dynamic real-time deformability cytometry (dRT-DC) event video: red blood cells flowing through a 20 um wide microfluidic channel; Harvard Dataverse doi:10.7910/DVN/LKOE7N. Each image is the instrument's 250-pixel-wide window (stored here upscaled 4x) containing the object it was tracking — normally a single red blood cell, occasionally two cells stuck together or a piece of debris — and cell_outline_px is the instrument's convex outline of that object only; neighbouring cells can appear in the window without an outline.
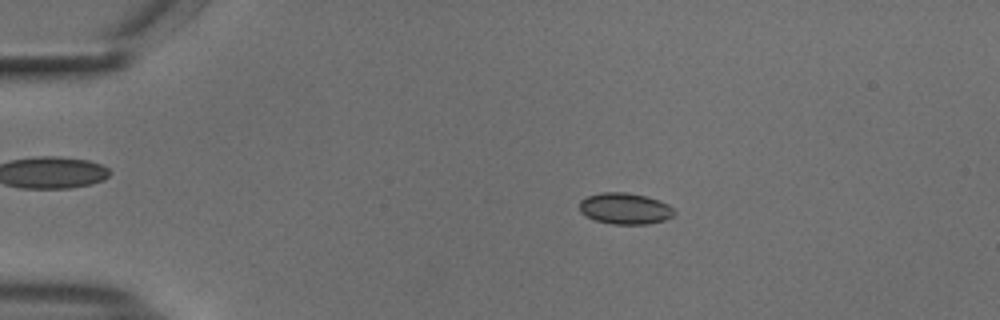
{"species": "common noctule bat (a hibernating species)", "species_latin": "Nyctalus noctula", "temperature_condition": "cold", "stored_images_in_passage": 49, "camera_frame_rate_fps": 3000, "um_per_image_px": 0.085, "animal": {"sex": "male", "body_mass_g": 18.8}, "frame": {"image": 1, "passage_image": 6, "time_ms": 1.667, "image_size_px": [1000, 320], "cell_outline_px": [[676, 212], [672, 216], [664, 220], [648, 224], [612, 224], [596, 220], [580, 212], [580, 200], [588, 196], [600, 192], [624, 192], [644, 196], [668, 204]], "centroid_in_image_um": [53.11, 17.73], "position_along_channel_um": 31.9, "area_um2": 17.05}}
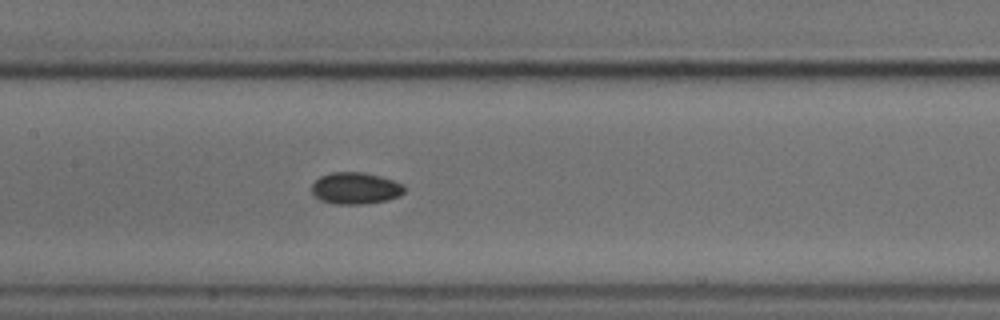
{"frame": {"image": 2, "passage_image": 22, "time_ms": 7.0, "image_size_px": [1000, 320], "cell_outline_px": [[404, 192], [400, 196], [388, 200], [364, 204], [332, 204], [320, 200], [312, 192], [312, 184], [320, 176], [332, 172], [364, 172], [380, 176], [404, 184]], "centroid_in_image_um": [30.22, 16.0], "position_along_channel_um": 177.2, "area_um2": 17.22}}
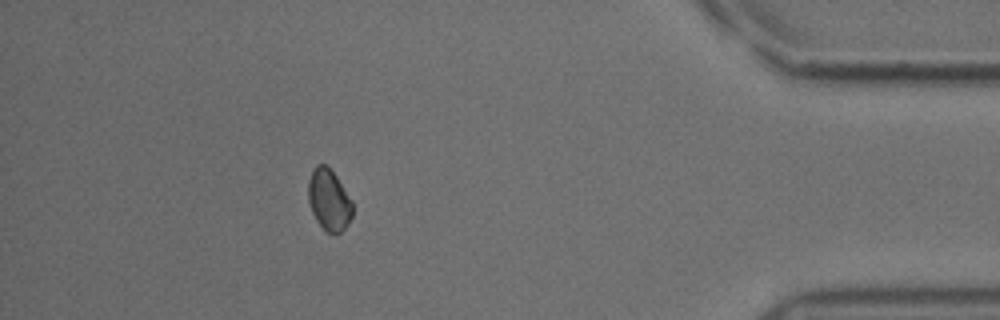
{"frame": {"image": 3, "passage_image": 44, "time_ms": 14.333, "image_size_px": [1000, 320], "cell_outline_px": [[352, 216], [348, 224], [340, 232], [324, 232], [316, 220], [312, 212], [308, 200], [308, 180], [316, 164], [324, 164], [336, 176], [352, 200]], "centroid_in_image_um": [27.95, 17.0], "position_along_channel_um": 407.3, "area_um2": 15.72}, "authors_computed_cell_mechanics": {"area_um2": 16.473, "velocity_mm_per_s": 3.7328, "shape_relaxation_time_tau1_ms": 0.8457, "shape_relaxation_time_tau2_ms": null, "deformation_change_tau1": 0.0338, "deformation_change_tau2": null}}